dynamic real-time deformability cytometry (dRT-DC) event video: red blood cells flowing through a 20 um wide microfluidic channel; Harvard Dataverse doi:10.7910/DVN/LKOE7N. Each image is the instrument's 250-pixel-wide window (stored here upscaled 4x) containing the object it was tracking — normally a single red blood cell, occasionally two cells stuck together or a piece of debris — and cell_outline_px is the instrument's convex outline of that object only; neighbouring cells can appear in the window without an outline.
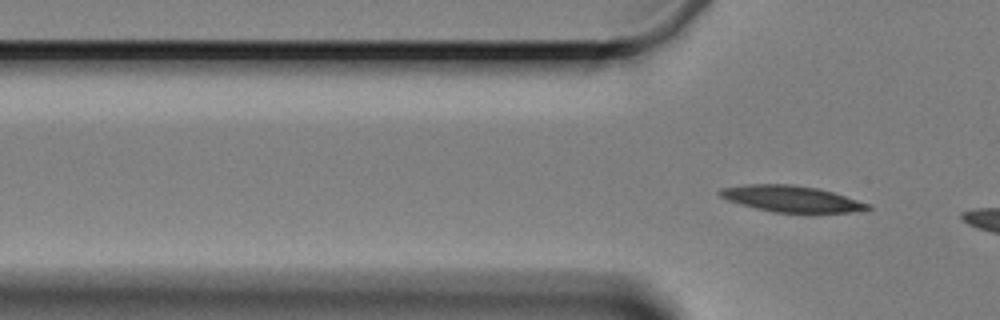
{"species": "Egyptian fruit bat (a non-hibernating species)", "species_latin": "Rousettus aegyptiacus", "temperature_condition": "cold", "stored_images_in_passage": 6, "segment_of_instrument_passage": [2, 2], "camera_frame_rate_fps": 3000, "um_per_image_px": 0.085, "animal": {"sex": "female"}, "frame": {"image": 1, "passage_image": 6, "time_ms": 8.667, "image_size_px": [1000, 320], "cell_outline_px": [[872, 208], [848, 212], [772, 212], [740, 204], [728, 200], [720, 196], [716, 192], [720, 188], [744, 184], [792, 184], [816, 188], [832, 192], [872, 204]], "centroid_in_image_um": [67.22, 16.88], "position_along_channel_um": 58.6, "area_um2": 22.48}}